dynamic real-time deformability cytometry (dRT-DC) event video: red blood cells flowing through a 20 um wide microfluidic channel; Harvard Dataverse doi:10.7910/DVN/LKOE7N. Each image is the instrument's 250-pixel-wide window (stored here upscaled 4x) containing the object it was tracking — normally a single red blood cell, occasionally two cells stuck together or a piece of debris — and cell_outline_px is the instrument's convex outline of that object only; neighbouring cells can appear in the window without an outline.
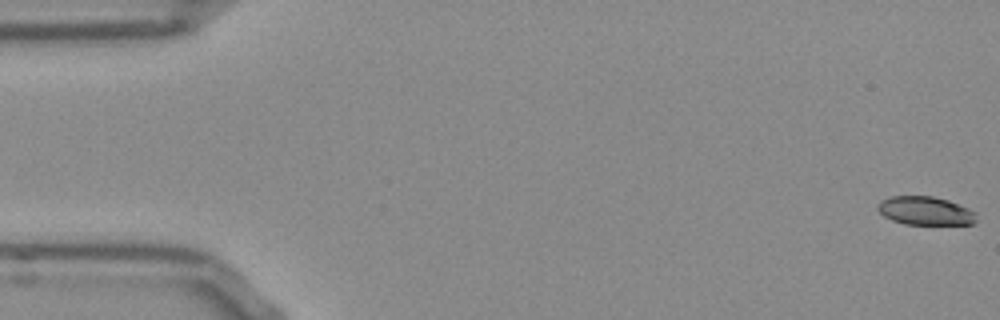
{"species": "Egyptian fruit bat (a non-hibernating species)", "species_latin": "Rousettus aegyptiacus", "temperature_condition": "room temperature", "stored_images_in_passage": 54, "segment_of_instrument_passage": [1, 2], "camera_frame_rate_fps": 3000, "um_per_image_px": 0.085, "frame": {"image": 1, "passage_image": 1, "time_ms": 0.0, "image_size_px": [1000, 320], "cell_outline_px": [[976, 220], [972, 224], [904, 224], [892, 220], [884, 216], [876, 208], [880, 200], [892, 196], [932, 196], [948, 200], [968, 208], [976, 212]], "centroid_in_image_um": [78.64, 17.91], "position_along_channel_um": 6.4, "area_um2": 16.36}}
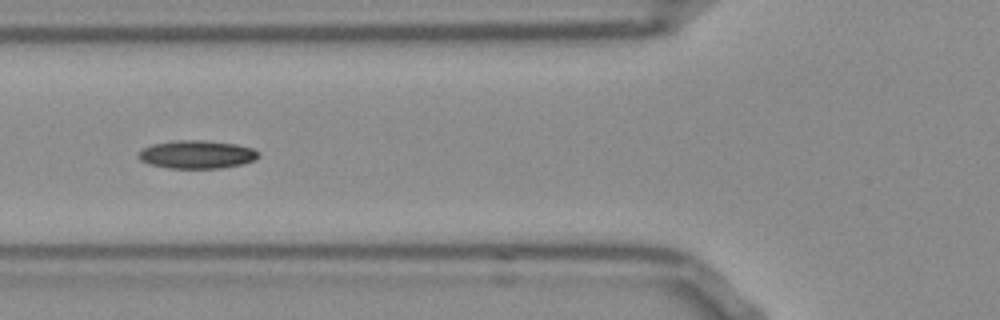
{"frame": {"image": 2, "passage_image": 20, "time_ms": 6.333, "image_size_px": [1000, 320], "cell_outline_px": [[260, 156], [244, 164], [220, 168], [168, 168], [148, 164], [140, 160], [136, 156], [144, 148], [152, 144], [176, 140], [204, 140], [236, 144], [252, 148], [260, 152]], "centroid_in_image_um": [16.73, 13.13], "position_along_channel_um": 109.1, "area_um2": 19.77}}
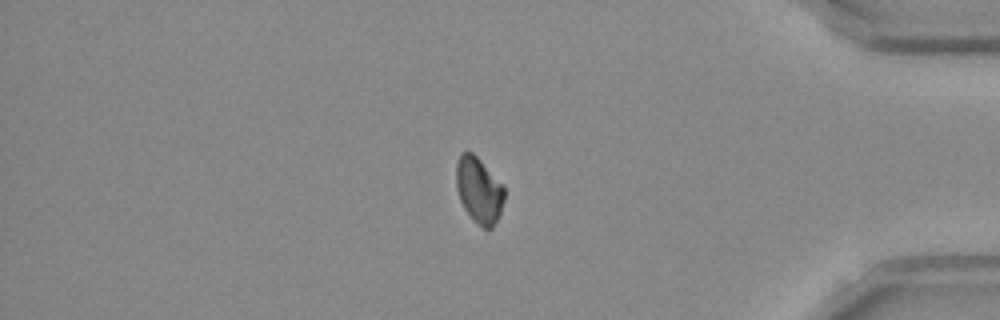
{"frame": {"image": 3, "passage_image": 45, "time_ms": 14.667, "image_size_px": [1000, 320], "cell_outline_px": [[504, 200], [500, 212], [492, 228], [484, 228], [472, 220], [464, 208], [460, 200], [456, 188], [456, 164], [460, 152], [472, 152], [480, 160], [504, 188]], "centroid_in_image_um": [40.67, 16.17], "position_along_channel_um": 394.5, "area_um2": 18.21}}